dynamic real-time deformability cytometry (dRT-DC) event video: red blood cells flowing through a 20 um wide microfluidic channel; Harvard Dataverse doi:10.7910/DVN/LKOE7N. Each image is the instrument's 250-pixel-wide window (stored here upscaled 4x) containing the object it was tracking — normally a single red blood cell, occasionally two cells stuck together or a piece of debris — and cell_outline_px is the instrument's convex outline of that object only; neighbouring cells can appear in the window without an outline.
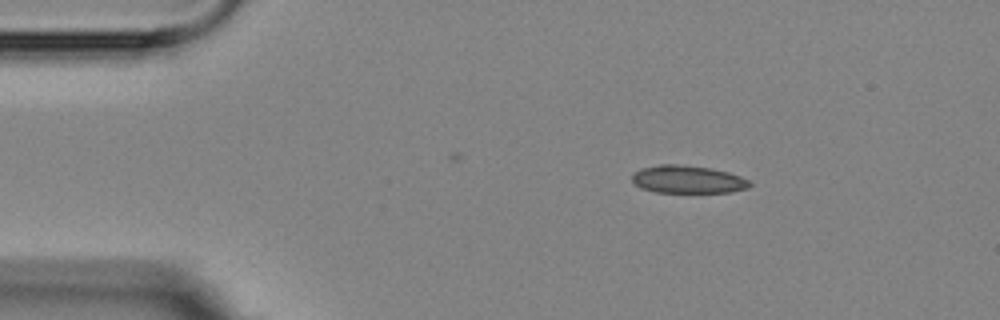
{"species": "Egyptian fruit bat (a non-hibernating species)", "species_latin": "Rousettus aegyptiacus", "temperature_condition": "room temperature", "stored_images_in_passage": 2, "camera_frame_rate_fps": 3000, "um_per_image_px": 0.085, "animal": {"sex": "female"}, "frame": {"image": 1, "passage_image": 1, "time_ms": 0.0, "image_size_px": [1000, 320], "cell_outline_px": [[752, 184], [748, 188], [732, 192], [656, 192], [640, 188], [632, 180], [632, 176], [640, 168], [660, 164], [680, 164], [712, 168], [728, 172], [740, 176], [748, 180]], "centroid_in_image_um": [58.47, 15.24], "position_along_channel_um": 26.5, "area_um2": 19.07}}